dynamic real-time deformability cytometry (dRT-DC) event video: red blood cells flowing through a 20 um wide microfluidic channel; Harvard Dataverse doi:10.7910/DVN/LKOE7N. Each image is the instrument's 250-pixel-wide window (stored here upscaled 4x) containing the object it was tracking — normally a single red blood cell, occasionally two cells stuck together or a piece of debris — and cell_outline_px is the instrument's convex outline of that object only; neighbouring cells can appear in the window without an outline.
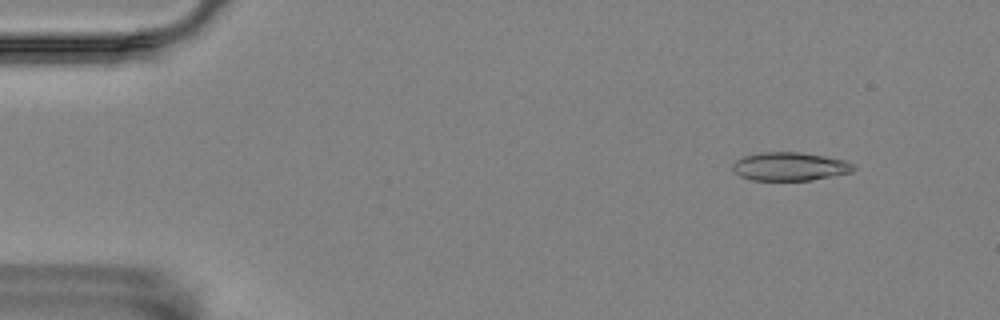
{"species": "Egyptian fruit bat (a non-hibernating species)", "species_latin": "Rousettus aegyptiacus", "temperature_condition": "room temperature", "stored_images_in_passage": 56, "camera_frame_rate_fps": 3000, "um_per_image_px": 0.085, "animal": {"sex": "female"}, "frame": {"image": 1, "passage_image": 6, "time_ms": 1.667, "image_size_px": [1000, 320], "cell_outline_px": [[856, 168], [852, 172], [812, 180], [752, 180], [740, 176], [732, 168], [732, 164], [736, 160], [744, 156], [760, 152], [800, 152], [824, 156], [844, 160], [852, 164]], "centroid_in_image_um": [67.13, 14.15], "position_along_channel_um": 17.9, "area_um2": 19.94}}
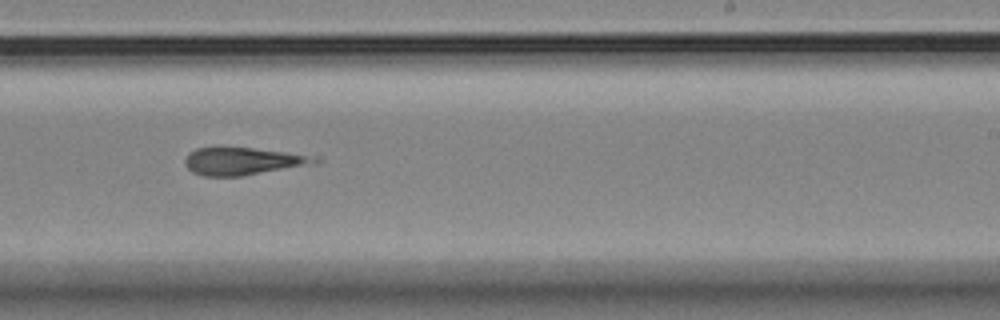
{"frame": {"image": 2, "passage_image": 35, "time_ms": 11.333, "image_size_px": [1000, 320], "cell_outline_px": [[324, 160], [320, 164], [240, 176], [204, 176], [192, 172], [184, 164], [184, 160], [188, 152], [196, 148], [252, 148], [320, 156]], "centroid_in_image_um": [20.77, 13.71], "position_along_channel_um": 268.2, "area_um2": 21.21}}
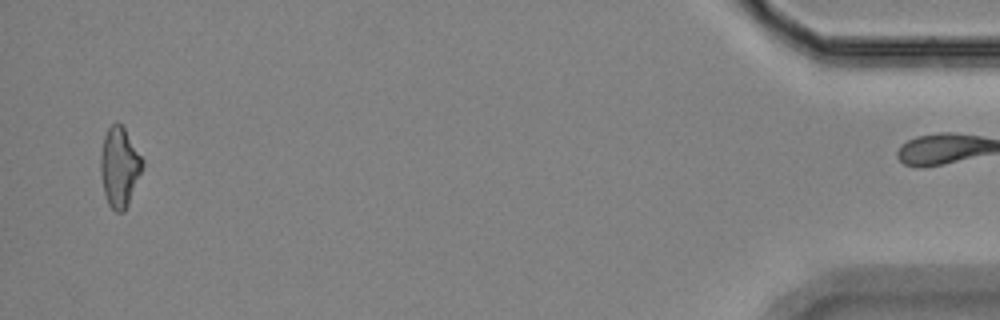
{"frame": {"image": 3, "passage_image": 55, "time_ms": 18.0, "image_size_px": [1000, 320], "cell_outline_px": [[144, 164], [128, 204], [124, 212], [116, 212], [108, 204], [104, 192], [100, 172], [100, 156], [104, 136], [108, 128], [112, 124], [120, 124], [124, 128], [144, 160]], "centroid_in_image_um": [10.15, 14.21], "position_along_channel_um": 425.1, "area_um2": 19.25}, "authors_computed_cell_mechanics": {"area_um2": 20.8947, "velocity_mm_per_s": 3.5582, "shape_relaxation_time_tau1_ms": null, "shape_relaxation_time_tau2_ms": 3.3447, "deformation_change_tau1": null, "deformation_change_tau2": 0.152}}